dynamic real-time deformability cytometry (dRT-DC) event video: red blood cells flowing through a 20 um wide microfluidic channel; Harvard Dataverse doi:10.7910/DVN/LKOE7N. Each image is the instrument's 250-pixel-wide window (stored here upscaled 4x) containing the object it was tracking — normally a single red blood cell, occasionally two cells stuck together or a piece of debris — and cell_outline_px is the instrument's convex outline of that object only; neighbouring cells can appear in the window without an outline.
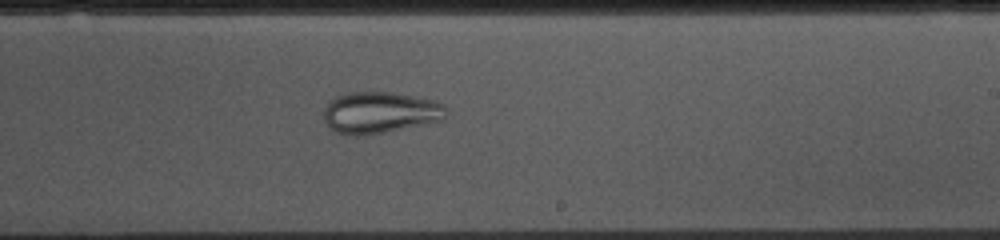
{"species": "common noctule bat (a hibernating species)", "species_latin": "Nyctalus noctula", "temperature_condition": "cold", "stored_images_in_passage": 53, "camera_frame_rate_fps": 3000, "um_per_image_px": 0.085, "animal": {"sex": "female", "body_mass_g": 10.0, "forearm_length_mm": 53.1}, "frame": {"image": 1, "passage_image": 30, "time_ms": 9.667, "image_size_px": [1000, 240], "cell_outline_px": [[448, 112], [444, 120], [364, 136], [352, 136], [336, 132], [324, 120], [324, 108], [332, 96], [348, 92], [392, 92], [436, 100], [444, 104]], "centroid_in_image_um": [32.3, 9.55], "position_along_channel_um": 256.7, "area_um2": 30.0}}
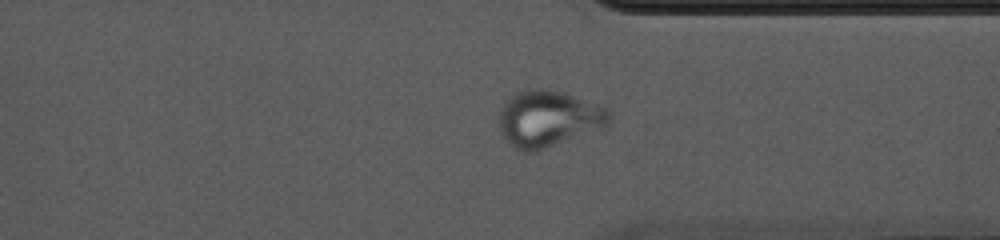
{"frame": {"image": 2, "passage_image": 39, "time_ms": 12.667, "image_size_px": [1000, 240], "cell_outline_px": [[608, 124], [604, 128], [536, 152], [524, 152], [508, 144], [504, 140], [500, 132], [500, 112], [504, 100], [508, 96], [516, 92], [528, 88], [544, 88], [564, 92], [604, 108], [608, 112]], "centroid_in_image_um": [46.54, 10.1], "position_along_channel_um": 364.9, "area_um2": 36.36}}
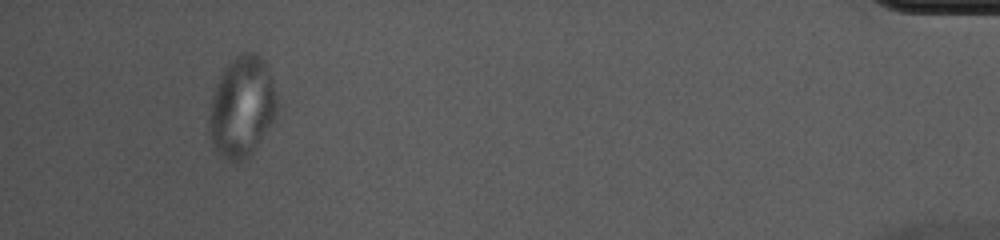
{"frame": {"image": 3, "passage_image": 49, "time_ms": 16.0, "image_size_px": [1000, 240], "cell_outline_px": [[276, 112], [272, 120], [252, 156], [236, 164], [220, 156], [212, 148], [208, 124], [208, 116], [212, 96], [216, 84], [224, 68], [240, 52], [256, 52], [268, 64], [276, 92]], "centroid_in_image_um": [20.54, 9.11], "position_along_channel_um": 414.7, "area_um2": 40.46}}